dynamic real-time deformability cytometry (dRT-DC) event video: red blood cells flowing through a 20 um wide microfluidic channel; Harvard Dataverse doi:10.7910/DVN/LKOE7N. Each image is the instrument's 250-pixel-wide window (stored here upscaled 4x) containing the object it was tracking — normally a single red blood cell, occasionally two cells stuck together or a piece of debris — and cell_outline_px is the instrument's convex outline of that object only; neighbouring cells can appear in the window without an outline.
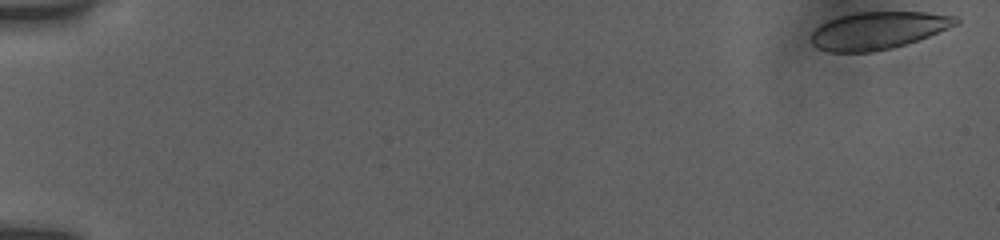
{"species": "human", "species_latin": "Homo sapiens", "temperature_condition": "room temperature", "stored_images_in_passage": 12, "camera_frame_rate_fps": 3000, "um_per_image_px": 0.085, "donor": {"sex": "female"}, "frame": {"image": 1, "passage_image": 1, "time_ms": 0.0, "image_size_px": [1000, 240], "cell_outline_px": [[960, 24], [928, 36], [892, 48], [872, 52], [828, 52], [816, 48], [812, 44], [812, 32], [820, 24], [828, 20], [840, 16], [856, 12], [924, 12], [956, 16], [960, 20]], "centroid_in_image_um": [74.63, 2.59], "position_along_channel_um": 10.4, "area_um2": 31.56}}
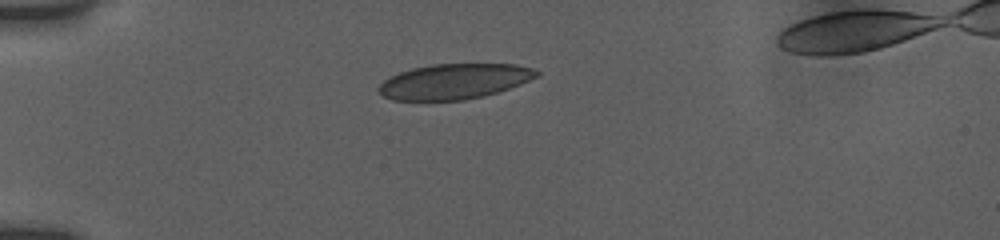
{"frame": {"image": 2, "passage_image": 9, "time_ms": 4.667, "image_size_px": [1000, 240], "cell_outline_px": [[540, 72], [536, 76], [520, 84], [484, 96], [464, 100], [392, 100], [384, 96], [376, 88], [384, 80], [400, 72], [412, 68], [432, 64], [516, 64], [532, 68]], "centroid_in_image_um": [38.59, 6.92], "position_along_channel_um": 46.4, "area_um2": 32.19}}
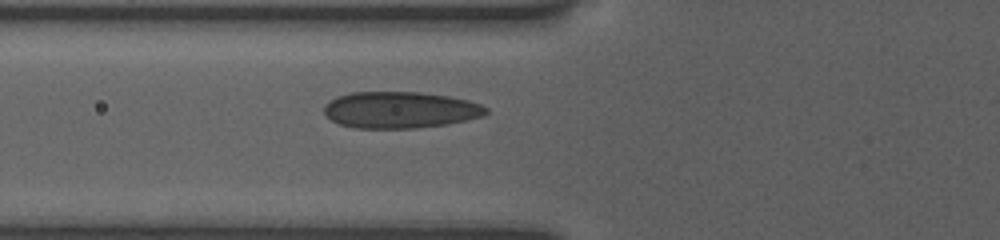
{"frame": {"image": 3, "passage_image": 12, "time_ms": 6.667, "image_size_px": [1000, 240], "cell_outline_px": [[488, 112], [484, 116], [468, 120], [448, 124], [416, 128], [356, 128], [340, 124], [324, 116], [324, 104], [328, 100], [336, 96], [352, 92], [420, 92], [448, 96], [468, 100], [480, 104], [488, 108]], "centroid_in_image_um": [34.0, 9.34], "position_along_channel_um": 91.8, "area_um2": 34.8}}